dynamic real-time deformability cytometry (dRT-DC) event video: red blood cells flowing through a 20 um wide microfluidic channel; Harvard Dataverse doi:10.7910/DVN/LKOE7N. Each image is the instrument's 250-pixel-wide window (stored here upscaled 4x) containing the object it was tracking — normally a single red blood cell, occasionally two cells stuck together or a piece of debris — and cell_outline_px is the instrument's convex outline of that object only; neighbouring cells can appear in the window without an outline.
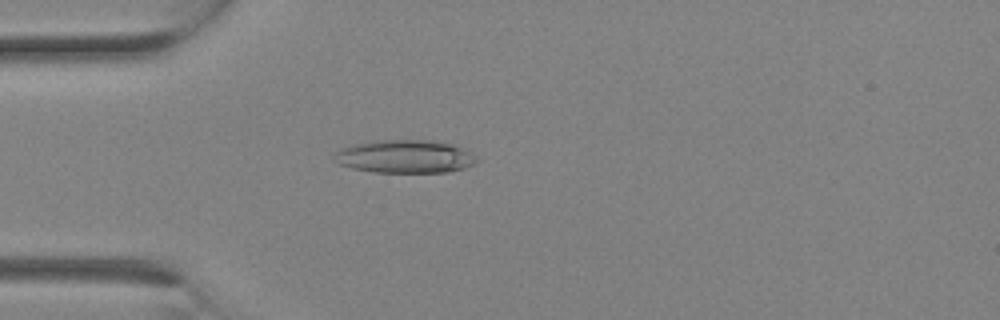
{"species": "Egyptian fruit bat (a non-hibernating species)", "species_latin": "Rousettus aegyptiacus", "temperature_condition": "room temperature", "stored_images_in_passage": 16, "camera_frame_rate_fps": 3000, "um_per_image_px": 0.085, "animal": {"sex": "female"}, "frame": {"image": 1, "passage_image": 6, "time_ms": 1.667, "image_size_px": [1000, 320], "cell_outline_px": [[480, 160], [464, 168], [448, 172], [372, 172], [352, 168], [340, 164], [332, 156], [340, 148], [352, 144], [372, 140], [432, 140], [452, 144], [476, 156]], "centroid_in_image_um": [34.39, 13.3], "position_along_channel_um": 50.6, "area_um2": 27.51}}
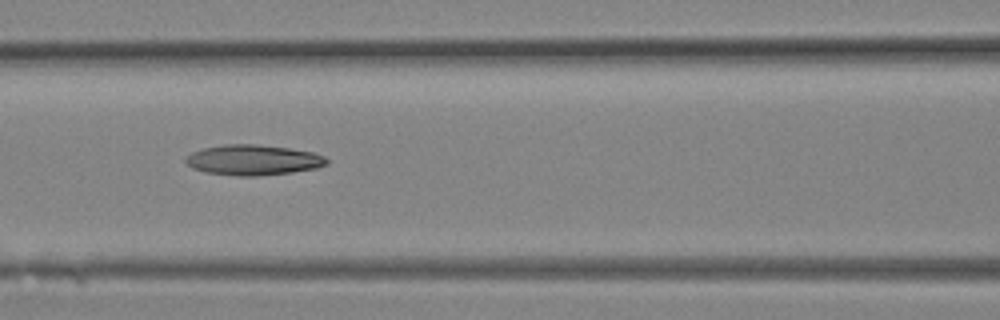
{"frame": {"image": 2, "passage_image": 10, "time_ms": 3.0, "image_size_px": [1000, 320], "cell_outline_px": [[332, 160], [328, 164], [316, 168], [292, 172], [256, 176], [236, 176], [204, 172], [192, 168], [184, 160], [192, 152], [204, 148], [224, 144], [256, 144], [288, 148], [312, 152], [324, 156]], "centroid_in_image_um": [21.54, 13.6], "position_along_channel_um": 145.1, "area_um2": 25.03}}
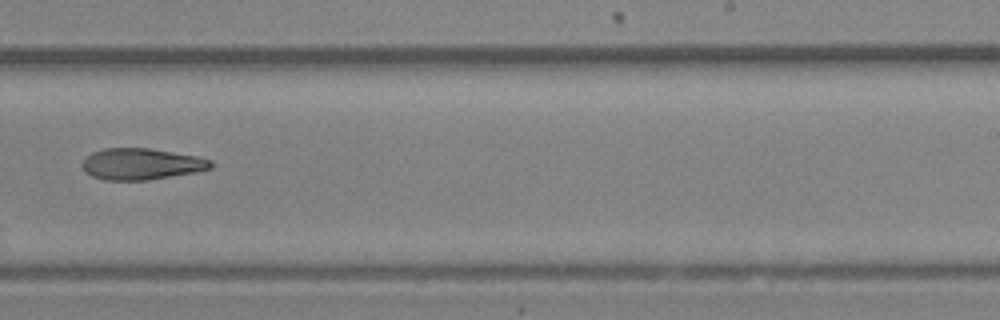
{"frame": {"image": 3, "passage_image": 15, "time_ms": 4.667, "image_size_px": [1000, 320], "cell_outline_px": [[216, 164], [212, 168], [196, 172], [148, 180], [104, 180], [92, 176], [84, 172], [84, 160], [92, 152], [104, 148], [148, 148], [196, 156], [212, 160]], "centroid_in_image_um": [12.06, 13.94], "position_along_channel_um": 276.9, "area_um2": 23.47}}